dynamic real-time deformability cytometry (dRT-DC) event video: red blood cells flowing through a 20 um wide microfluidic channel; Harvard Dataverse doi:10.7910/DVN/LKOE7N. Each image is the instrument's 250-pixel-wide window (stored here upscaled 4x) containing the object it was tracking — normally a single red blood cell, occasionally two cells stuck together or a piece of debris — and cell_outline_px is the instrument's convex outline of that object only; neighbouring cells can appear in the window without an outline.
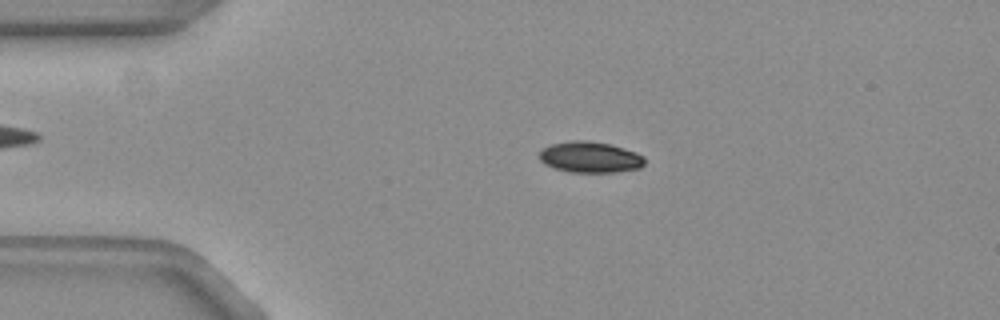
{"species": "common noctule bat (a hibernating species)", "species_latin": "Nyctalus noctula", "temperature_condition": "warm", "stored_images_in_passage": 41, "camera_frame_rate_fps": 3000, "um_per_image_px": 0.085, "animal": {"sex": "female", "body_mass_g": 19.3, "forearm_length_mm": 54.1}, "frame": {"image": 1, "passage_image": 5, "time_ms": 1.333, "image_size_px": [1000, 320], "cell_outline_px": [[644, 164], [640, 168], [612, 172], [568, 172], [544, 164], [540, 160], [540, 152], [544, 148], [552, 144], [576, 140], [584, 140], [608, 144], [636, 152], [644, 156]], "centroid_in_image_um": [50.16, 13.37], "position_along_channel_um": 34.8, "area_um2": 18.73}}
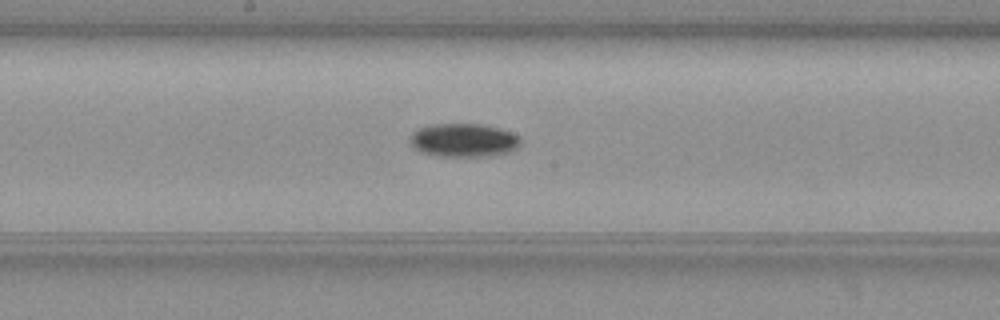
{"frame": {"image": 2, "passage_image": 22, "time_ms": 7.0, "image_size_px": [1000, 320], "cell_outline_px": [[520, 144], [516, 148], [508, 152], [492, 156], [440, 156], [420, 152], [412, 148], [408, 144], [412, 132], [416, 128], [432, 124], [480, 124], [500, 128], [520, 136]], "centroid_in_image_um": [39.36, 11.92], "position_along_channel_um": 208.8, "area_um2": 21.85}}
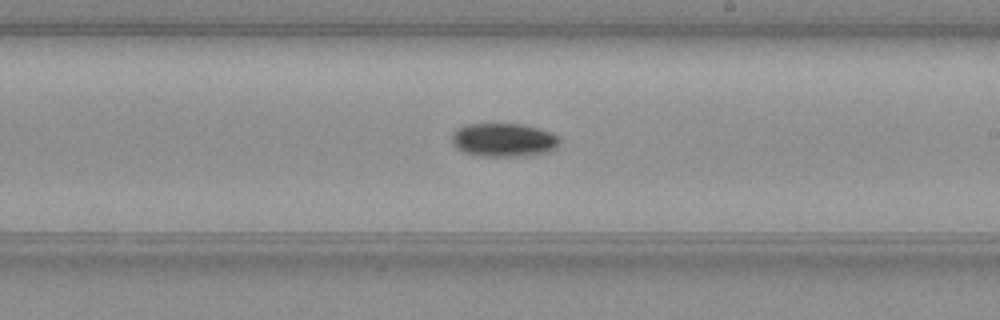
{"frame": {"image": 3, "passage_image": 25, "time_ms": 8.0, "image_size_px": [1000, 320], "cell_outline_px": [[560, 140], [552, 152], [536, 156], [480, 156], [464, 152], [456, 148], [452, 144], [452, 136], [460, 128], [468, 124], [520, 124], [536, 128], [548, 132], [556, 136]], "centroid_in_image_um": [42.83, 11.93], "position_along_channel_um": 246.2, "area_um2": 20.98}, "authors_computed_cell_mechanics": {"area_um2": 20.4034, "velocity_mm_per_s": 3.7565, "shape_relaxation_time_tau1_ms": 2.6354, "shape_relaxation_time_tau2_ms": null, "deformation_change_tau1": 0.0868, "deformation_change_tau2": null}}